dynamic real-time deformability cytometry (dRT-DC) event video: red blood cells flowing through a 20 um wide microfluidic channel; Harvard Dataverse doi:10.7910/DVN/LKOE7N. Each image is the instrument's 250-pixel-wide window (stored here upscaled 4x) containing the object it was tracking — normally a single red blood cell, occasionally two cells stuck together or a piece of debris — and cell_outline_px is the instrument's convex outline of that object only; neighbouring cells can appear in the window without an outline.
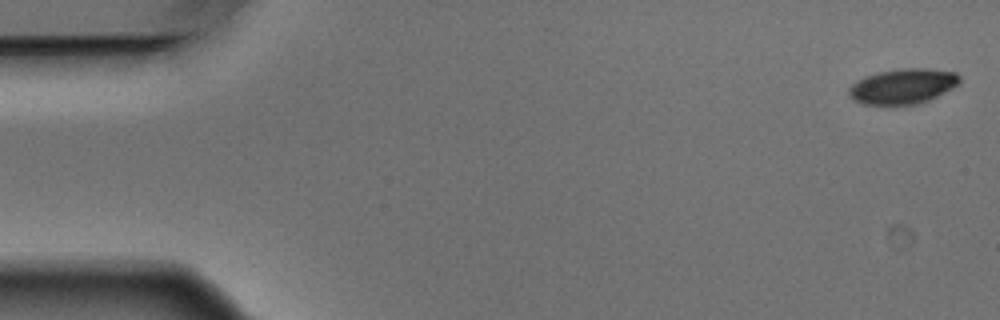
{"species": "Egyptian fruit bat (a non-hibernating species)", "species_latin": "Rousettus aegyptiacus", "temperature_condition": "warm", "stored_images_in_passage": 3, "camera_frame_rate_fps": 3000, "um_per_image_px": 0.085, "animal": {"sex": "male"}, "frame": {"image": 1, "passage_image": 1, "time_ms": 0.0, "image_size_px": [1000, 320], "cell_outline_px": [[960, 84], [928, 100], [916, 104], [892, 108], [888, 108], [864, 104], [852, 100], [848, 96], [848, 88], [856, 80], [864, 76], [876, 72], [900, 68], [928, 68], [956, 72], [960, 76]], "centroid_in_image_um": [76.68, 7.37], "position_along_channel_um": 8.3, "area_um2": 23.7}}
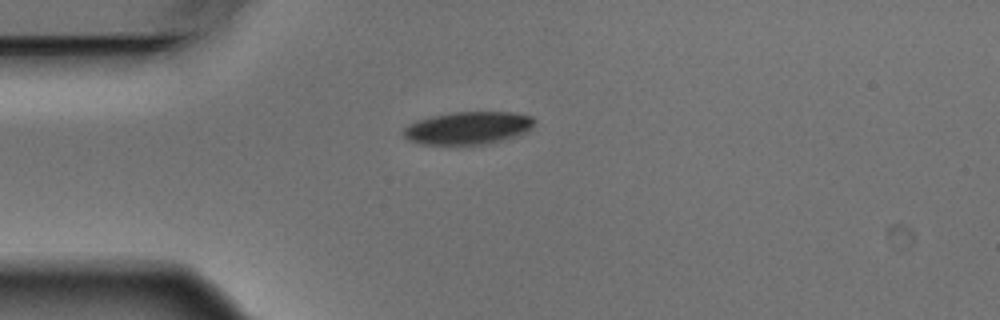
{"frame": {"image": 2, "passage_image": 3, "time_ms": 0.667, "image_size_px": [1000, 320], "cell_outline_px": [[536, 120], [524, 132], [488, 144], [420, 144], [408, 140], [404, 136], [404, 128], [408, 124], [416, 120], [432, 116], [452, 112], [512, 112], [532, 116]], "centroid_in_image_um": [39.73, 10.87], "position_along_channel_um": 45.3, "area_um2": 24.62}}